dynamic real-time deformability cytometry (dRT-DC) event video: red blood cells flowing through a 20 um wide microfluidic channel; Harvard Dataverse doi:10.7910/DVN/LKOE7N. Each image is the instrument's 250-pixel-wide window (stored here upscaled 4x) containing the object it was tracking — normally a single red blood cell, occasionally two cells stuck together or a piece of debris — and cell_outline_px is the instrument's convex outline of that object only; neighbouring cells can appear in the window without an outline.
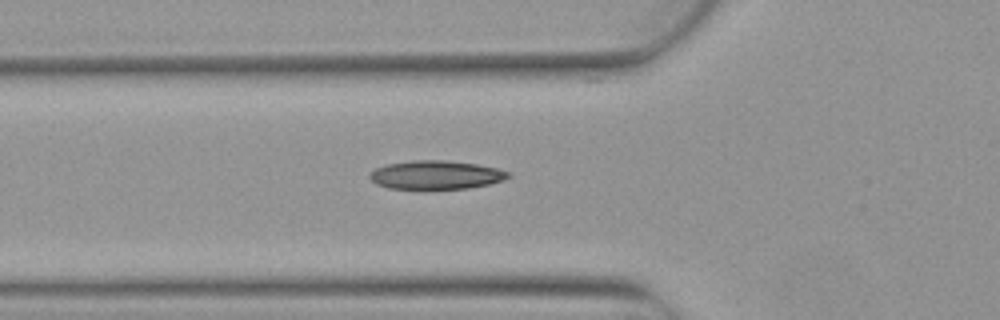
{"species": "Egyptian fruit bat (a non-hibernating species)", "species_latin": "Rousettus aegyptiacus", "temperature_condition": "warm", "stored_images_in_passage": 5, "camera_frame_rate_fps": 3000, "um_per_image_px": 0.085, "animal": {"sex": "female"}, "frame": {"image": 1, "passage_image": 5, "time_ms": 1.333, "image_size_px": [1000, 320], "cell_outline_px": [[512, 176], [504, 180], [488, 184], [468, 188], [388, 188], [376, 184], [368, 176], [376, 168], [388, 164], [412, 160], [444, 160], [476, 164], [496, 168], [508, 172]], "centroid_in_image_um": [37.06, 14.86], "position_along_channel_um": 88.7, "area_um2": 22.77}}